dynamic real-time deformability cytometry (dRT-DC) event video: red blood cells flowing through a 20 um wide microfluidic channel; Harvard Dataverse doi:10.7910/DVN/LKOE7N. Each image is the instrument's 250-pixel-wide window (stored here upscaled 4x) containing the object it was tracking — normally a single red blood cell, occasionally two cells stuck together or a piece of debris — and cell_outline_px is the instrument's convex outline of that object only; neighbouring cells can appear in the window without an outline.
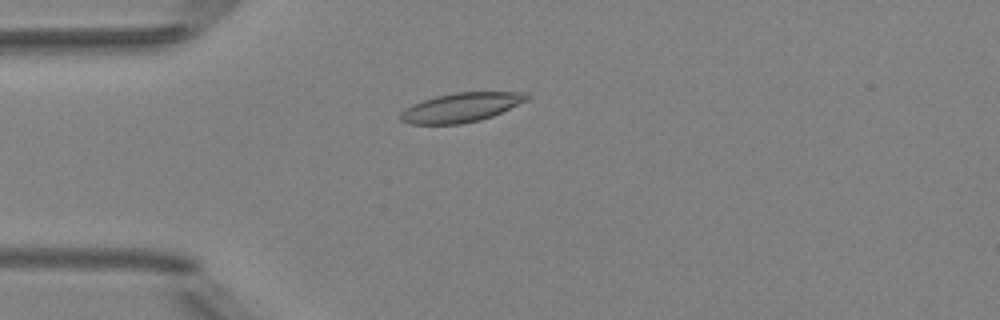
{"species": "Egyptian fruit bat (a non-hibernating species)", "species_latin": "Rousettus aegyptiacus", "temperature_condition": "room temperature", "stored_images_in_passage": 4, "camera_frame_rate_fps": 3000, "um_per_image_px": 0.085, "animal": {"sex": "female"}, "frame": {"image": 1, "passage_image": 4, "time_ms": 3.667, "image_size_px": [1000, 320], "cell_outline_px": [[532, 96], [528, 100], [492, 116], [480, 120], [460, 124], [412, 124], [400, 120], [400, 112], [404, 108], [412, 104], [436, 96], [456, 92], [528, 92]], "centroid_in_image_um": [39.21, 9.12], "position_along_channel_um": 45.8, "area_um2": 21.56}}